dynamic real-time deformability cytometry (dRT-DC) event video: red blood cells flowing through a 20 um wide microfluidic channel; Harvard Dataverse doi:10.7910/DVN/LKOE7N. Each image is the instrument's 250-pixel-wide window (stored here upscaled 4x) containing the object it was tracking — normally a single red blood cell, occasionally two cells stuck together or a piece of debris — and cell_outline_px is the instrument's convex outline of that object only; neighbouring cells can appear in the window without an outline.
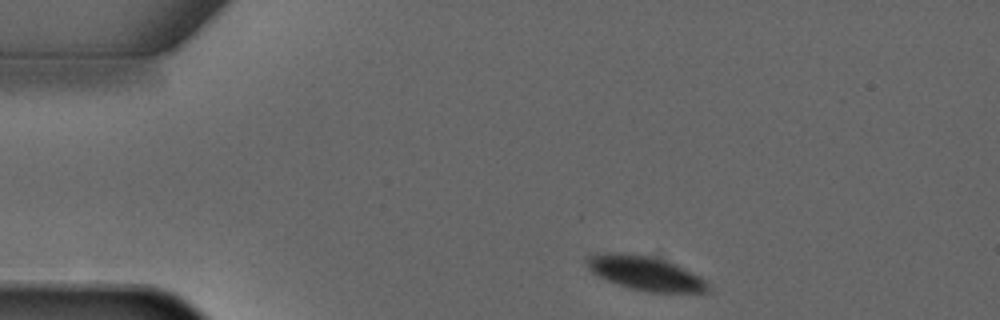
{"species": "common noctule bat (a hibernating species)", "species_latin": "Nyctalus noctula", "temperature_condition": "warm", "stored_images_in_passage": 3, "camera_frame_rate_fps": 3000, "um_per_image_px": 0.085, "animal": {"sex": "male", "forearm_length_mm": 52.5}, "frame": {"image": 1, "passage_image": 1, "time_ms": 0.0, "image_size_px": [1000, 320], "cell_outline_px": [[708, 292], [652, 292], [632, 288], [608, 280], [592, 272], [588, 268], [584, 260], [584, 256], [596, 252], [616, 252], [656, 256], [700, 276], [708, 284]], "centroid_in_image_um": [54.78, 23.18], "position_along_channel_um": 30.2, "area_um2": 24.04}}
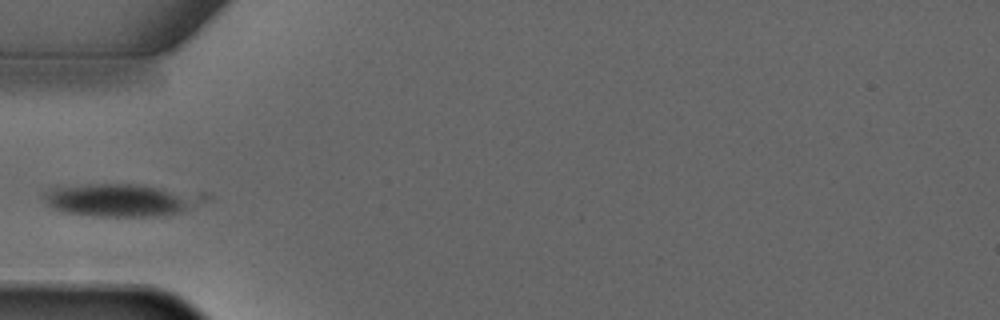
{"frame": {"image": 2, "passage_image": 3, "time_ms": 2.333, "image_size_px": [1000, 320], "cell_outline_px": [[208, 200], [188, 208], [176, 212], [160, 216], [92, 216], [64, 212], [48, 204], [44, 200], [44, 192], [52, 188], [88, 184], [136, 184], [204, 192], [208, 196]], "centroid_in_image_um": [10.38, 16.98], "position_along_channel_um": 74.6, "area_um2": 30.58}}